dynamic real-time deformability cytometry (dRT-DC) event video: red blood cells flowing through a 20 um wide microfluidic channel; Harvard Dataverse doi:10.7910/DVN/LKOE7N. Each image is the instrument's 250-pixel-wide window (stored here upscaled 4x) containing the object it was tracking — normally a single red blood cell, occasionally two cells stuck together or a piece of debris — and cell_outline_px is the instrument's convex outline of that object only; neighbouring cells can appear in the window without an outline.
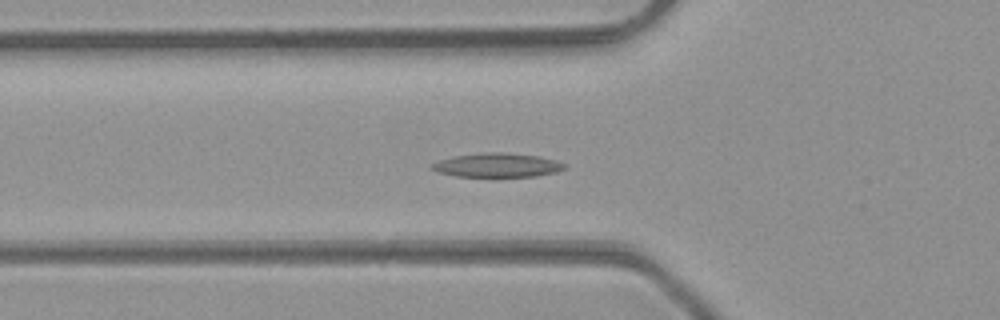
{"species": "common noctule bat (a hibernating species)", "species_latin": "Nyctalus noctula", "temperature_condition": "room temperature", "stored_images_in_passage": 48, "camera_frame_rate_fps": 3000, "um_per_image_px": 0.085, "animal": {"sex": "male", "body_mass_g": 23.1, "forearm_length_mm": 52.7}, "frame": {"image": 1, "passage_image": 17, "time_ms": 5.333, "image_size_px": [1000, 320], "cell_outline_px": [[568, 168], [556, 172], [536, 176], [456, 176], [436, 172], [432, 168], [432, 164], [440, 160], [452, 156], [484, 152], [504, 152], [540, 156], [556, 160], [568, 164]], "centroid_in_image_um": [42.32, 14.03], "position_along_channel_um": 83.5, "area_um2": 18.67}}
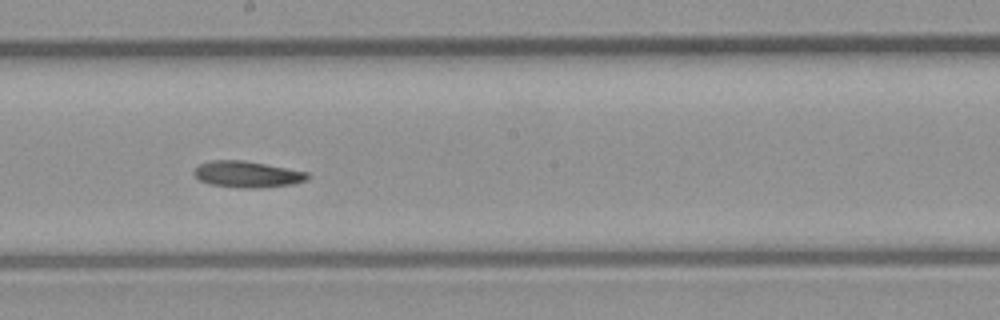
{"frame": {"image": 2, "passage_image": 27, "time_ms": 8.667, "image_size_px": [1000, 320], "cell_outline_px": [[308, 180], [292, 184], [260, 188], [240, 188], [208, 184], [200, 180], [192, 172], [200, 164], [212, 160], [244, 160], [308, 172]], "centroid_in_image_um": [21.01, 14.82], "position_along_channel_um": 227.2, "area_um2": 17.4}}
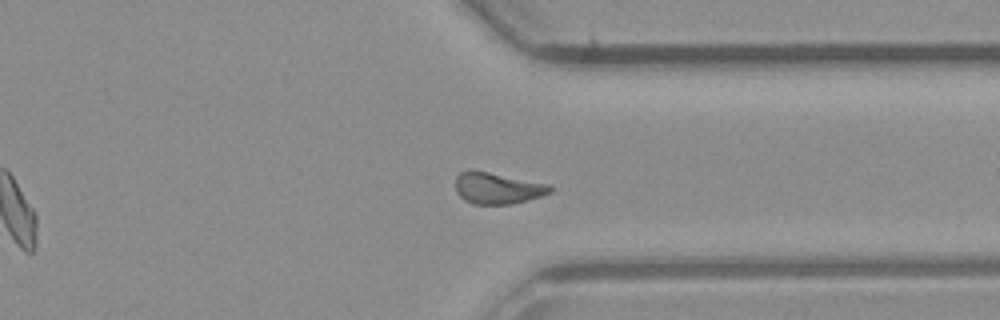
{"frame": {"image": 3, "passage_image": 37, "time_ms": 12.0, "image_size_px": [1000, 320], "cell_outline_px": [[552, 192], [544, 196], [512, 204], [472, 204], [464, 200], [456, 192], [456, 176], [460, 172], [468, 168], [548, 184], [552, 188]], "centroid_in_image_um": [42.26, 15.99], "position_along_channel_um": 369.1, "area_um2": 17.46}, "authors_computed_cell_mechanics": {"area_um2": 17.6868, "velocity_mm_per_s": 4.2787, "shape_relaxation_time_tau1_ms": 11.266, "shape_relaxation_time_tau2_ms": null, "deformation_change_tau1": 0.2084, "deformation_change_tau2": null}}